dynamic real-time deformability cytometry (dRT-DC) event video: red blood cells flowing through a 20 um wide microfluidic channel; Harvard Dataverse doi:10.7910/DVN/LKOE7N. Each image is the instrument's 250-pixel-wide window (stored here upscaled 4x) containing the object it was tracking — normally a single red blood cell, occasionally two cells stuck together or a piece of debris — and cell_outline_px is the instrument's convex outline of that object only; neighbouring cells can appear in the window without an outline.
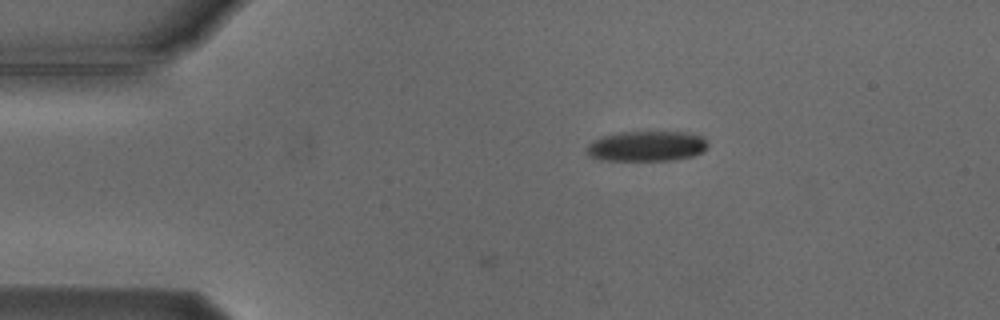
{"species": "Egyptian fruit bat (a non-hibernating species)", "species_latin": "Rousettus aegyptiacus", "temperature_condition": "cold", "stored_images_in_passage": 7, "camera_frame_rate_fps": 3000, "um_per_image_px": 0.085, "animal": {"sex": "male"}, "frame": {"image": 1, "passage_image": 1, "time_ms": 0.0, "image_size_px": [1000, 320], "cell_outline_px": [[708, 148], [704, 152], [692, 156], [668, 160], [600, 160], [588, 156], [588, 144], [592, 140], [600, 136], [620, 132], [688, 132], [704, 136], [708, 140]], "centroid_in_image_um": [55.0, 12.41], "position_along_channel_um": 30.0, "area_um2": 21.62}}
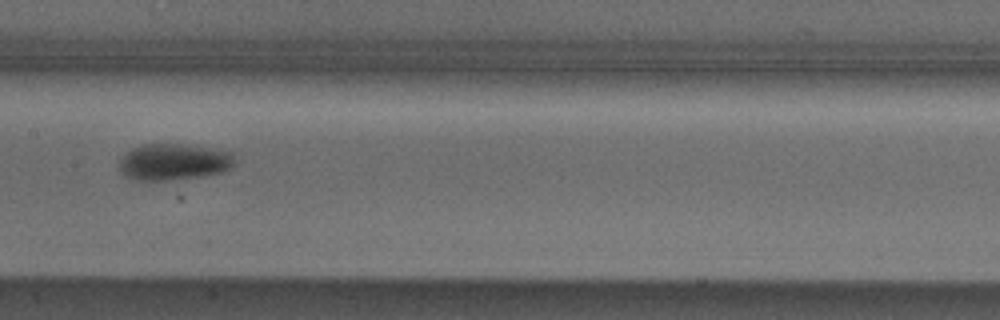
{"frame": {"image": 2, "passage_image": 6, "time_ms": 5.667, "image_size_px": [1000, 320], "cell_outline_px": [[236, 164], [220, 172], [200, 176], [164, 180], [140, 180], [128, 176], [120, 168], [120, 160], [132, 148], [144, 144], [180, 144], [232, 152]], "centroid_in_image_um": [14.79, 13.75], "position_along_channel_um": 192.6, "area_um2": 23.81}}
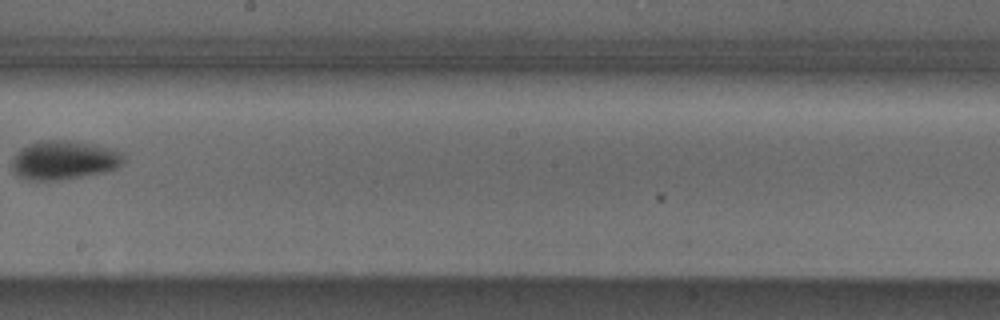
{"frame": {"image": 3, "passage_image": 7, "time_ms": 7.0, "image_size_px": [1000, 320], "cell_outline_px": [[124, 160], [116, 168], [104, 172], [56, 180], [32, 180], [20, 176], [12, 172], [12, 160], [16, 152], [20, 148], [44, 140], [68, 140], [96, 144], [112, 148], [120, 152], [124, 156]], "centroid_in_image_um": [5.43, 13.59], "position_along_channel_um": 242.8, "area_um2": 25.14}}